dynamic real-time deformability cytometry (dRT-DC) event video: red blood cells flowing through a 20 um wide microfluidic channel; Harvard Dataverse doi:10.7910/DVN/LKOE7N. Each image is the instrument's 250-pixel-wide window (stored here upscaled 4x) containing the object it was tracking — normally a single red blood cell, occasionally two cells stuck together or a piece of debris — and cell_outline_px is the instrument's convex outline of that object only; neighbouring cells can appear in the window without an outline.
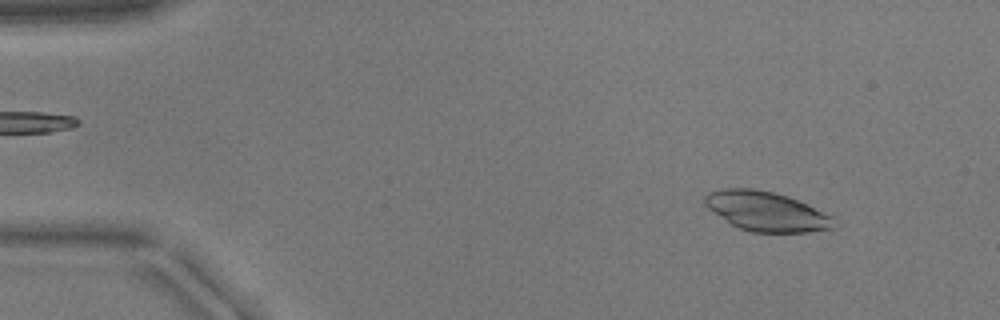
{"species": "common noctule bat (a hibernating species)", "species_latin": "Nyctalus noctula", "temperature_condition": "warm", "stored_images_in_passage": 50, "camera_frame_rate_fps": 3000, "um_per_image_px": 0.085, "animal": {"sex": "male", "body_mass_g": 17.9}, "frame": {"image": 1, "passage_image": 4, "time_ms": 1.0, "image_size_px": [1000, 320], "cell_outline_px": [[836, 228], [808, 232], [752, 232], [740, 228], [732, 224], [708, 208], [704, 204], [704, 196], [708, 192], [720, 188], [752, 188], [772, 192], [788, 196], [808, 204], [828, 216]], "centroid_in_image_um": [65.08, 17.95], "position_along_channel_um": 19.9, "area_um2": 29.3}}
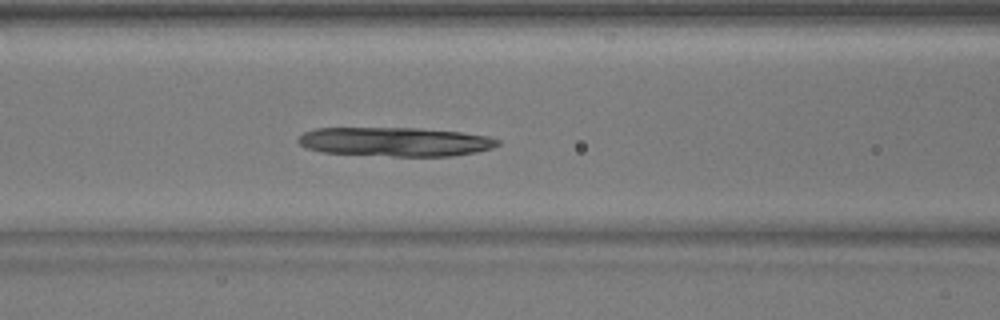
{"frame": {"image": 2, "passage_image": 20, "time_ms": 6.333, "image_size_px": [1000, 320], "cell_outline_px": [[500, 144], [492, 148], [476, 152], [452, 156], [392, 156], [320, 152], [308, 148], [300, 144], [296, 140], [304, 132], [316, 128], [420, 128], [460, 132], [488, 136], [500, 140]], "centroid_in_image_um": [33.6, 12.05], "position_along_channel_um": 133.0, "area_um2": 33.81}}
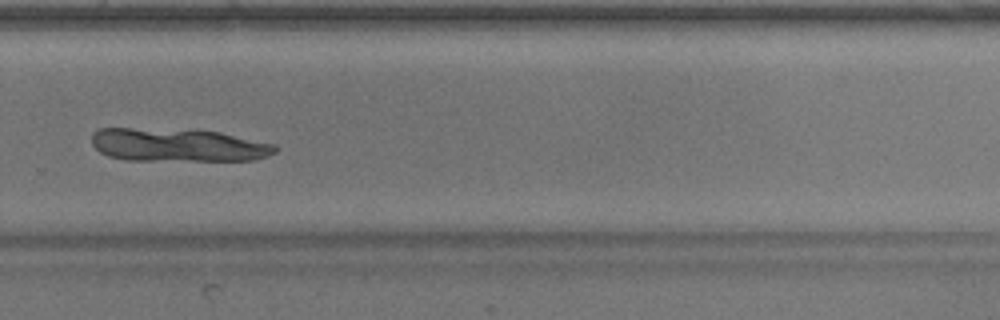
{"frame": {"image": 3, "passage_image": 34, "time_ms": 11.0, "image_size_px": [1000, 320], "cell_outline_px": [[280, 148], [276, 152], [268, 156], [252, 160], [124, 160], [108, 156], [100, 152], [92, 144], [92, 136], [100, 128], [196, 128], [220, 132], [276, 144]], "centroid_in_image_um": [15.16, 12.31], "position_along_channel_um": 314.6, "area_um2": 36.18}}